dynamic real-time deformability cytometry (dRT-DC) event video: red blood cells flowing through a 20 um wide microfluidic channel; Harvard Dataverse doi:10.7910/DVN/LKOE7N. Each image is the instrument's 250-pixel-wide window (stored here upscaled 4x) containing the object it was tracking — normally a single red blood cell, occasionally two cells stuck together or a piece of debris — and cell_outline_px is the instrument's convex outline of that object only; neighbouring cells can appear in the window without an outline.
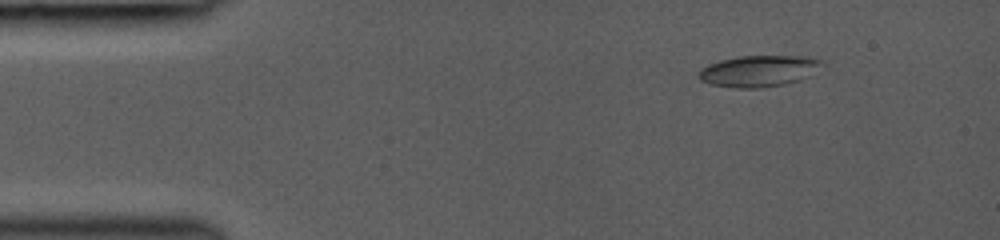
{"species": "common noctule bat (a hibernating species)", "species_latin": "Nyctalus noctula", "temperature_condition": "room temperature", "stored_images_in_passage": 8, "camera_frame_rate_fps": 3000, "um_per_image_px": 0.085, "animal": {"sex": "female", "body_mass_g": 19.0, "forearm_length_mm": 53.3}, "frame": {"image": 1, "passage_image": 3, "time_ms": 1.333, "image_size_px": [1000, 240], "cell_outline_px": [[824, 64], [808, 76], [800, 80], [784, 84], [764, 88], [736, 88], [712, 84], [700, 80], [700, 68], [708, 64], [720, 60], [740, 56], [800, 56], [824, 60]], "centroid_in_image_um": [64.5, 6.03], "position_along_channel_um": 20.5, "area_um2": 22.43}}
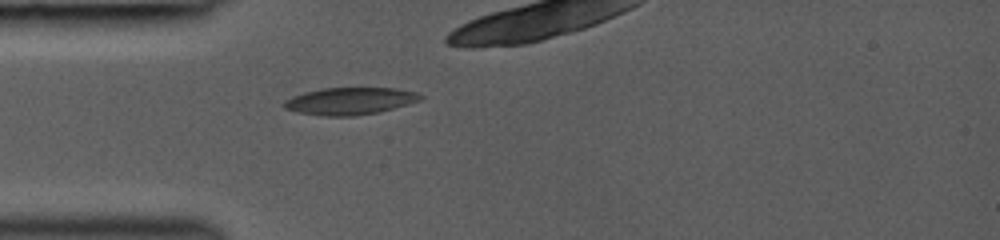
{"frame": {"image": 2, "passage_image": 7, "time_ms": 4.0, "image_size_px": [1000, 240], "cell_outline_px": [[424, 96], [420, 100], [408, 104], [380, 112], [356, 116], [320, 116], [296, 112], [284, 108], [284, 100], [292, 96], [304, 92], [324, 88], [396, 88], [416, 92]], "centroid_in_image_um": [29.73, 8.59], "position_along_channel_um": 55.3, "area_um2": 21.73}}